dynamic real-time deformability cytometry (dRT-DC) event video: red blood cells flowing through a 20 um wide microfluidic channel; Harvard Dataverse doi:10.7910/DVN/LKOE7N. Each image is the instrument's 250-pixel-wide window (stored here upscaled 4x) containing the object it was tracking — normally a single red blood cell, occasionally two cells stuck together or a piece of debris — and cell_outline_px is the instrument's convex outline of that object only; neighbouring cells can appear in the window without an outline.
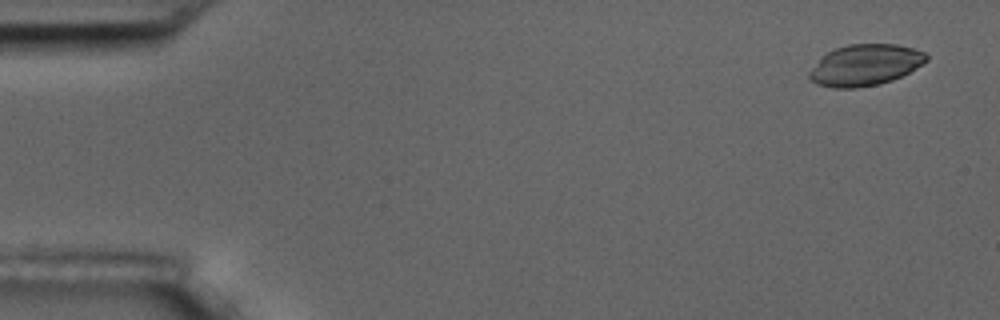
{"species": "common noctule bat (a hibernating species)", "species_latin": "Nyctalus noctula", "temperature_condition": "room temperature", "stored_images_in_passage": 6, "camera_frame_rate_fps": 3000, "um_per_image_px": 0.085, "animal": {"sex": "male", "body_mass_g": 17.5, "forearm_length_mm": 52.3}, "frame": {"image": 1, "passage_image": 1, "time_ms": 0.0, "image_size_px": [1000, 320], "cell_outline_px": [[928, 60], [908, 72], [892, 80], [880, 84], [856, 88], [832, 88], [816, 84], [808, 76], [808, 72], [828, 52], [836, 48], [848, 44], [896, 44], [912, 48], [924, 52], [928, 56]], "centroid_in_image_um": [73.53, 5.53], "position_along_channel_um": 11.5, "area_um2": 27.86}}